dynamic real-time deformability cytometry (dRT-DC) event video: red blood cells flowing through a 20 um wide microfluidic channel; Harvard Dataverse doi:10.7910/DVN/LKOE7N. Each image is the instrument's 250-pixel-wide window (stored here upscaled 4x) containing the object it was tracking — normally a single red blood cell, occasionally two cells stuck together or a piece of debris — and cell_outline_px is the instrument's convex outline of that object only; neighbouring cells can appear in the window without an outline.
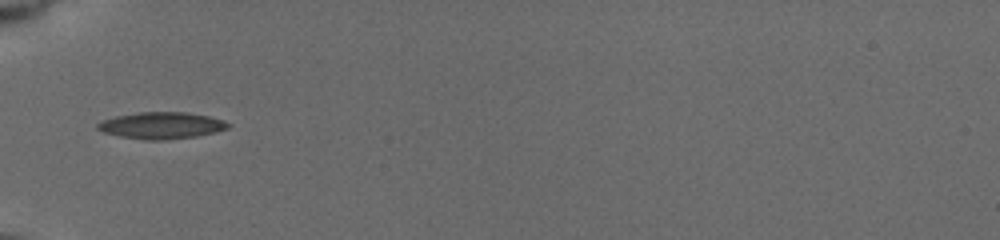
{"species": "common noctule bat (a hibernating species)", "species_latin": "Nyctalus noctula", "temperature_condition": "cold", "stored_images_in_passage": 7, "camera_frame_rate_fps": 3000, "um_per_image_px": 0.085, "animal": {"sex": "female", "body_mass_g": 19.5, "forearm_length_mm": 54.1}, "frame": {"image": 1, "passage_image": 4, "time_ms": 3.333, "image_size_px": [1000, 240], "cell_outline_px": [[232, 124], [228, 128], [216, 132], [196, 136], [164, 140], [144, 140], [120, 136], [104, 132], [96, 128], [96, 124], [100, 120], [116, 116], [140, 112], [188, 112], [208, 116], [224, 120]], "centroid_in_image_um": [13.73, 10.66], "position_along_channel_um": 71.3, "area_um2": 20.4}}
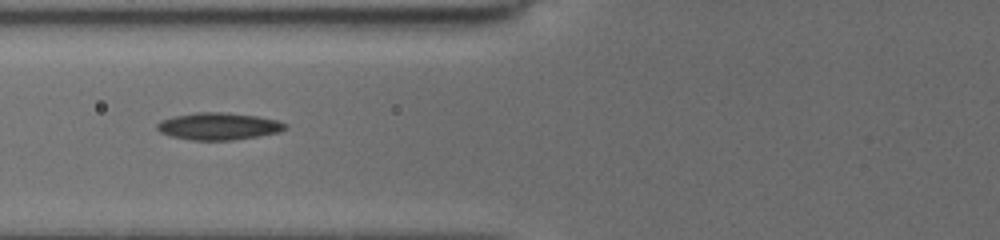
{"frame": {"image": 2, "passage_image": 5, "time_ms": 4.333, "image_size_px": [1000, 240], "cell_outline_px": [[288, 128], [280, 132], [232, 140], [192, 140], [172, 136], [160, 132], [156, 128], [156, 124], [160, 120], [172, 116], [196, 112], [224, 112], [256, 116], [276, 120], [288, 124]], "centroid_in_image_um": [18.56, 10.72], "position_along_channel_um": 107.2, "area_um2": 20.29}}
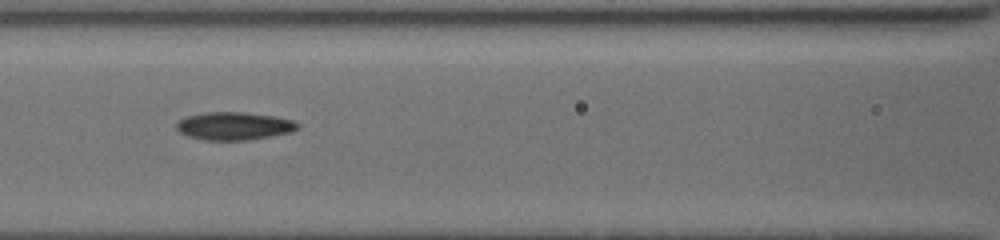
{"frame": {"image": 3, "passage_image": 6, "time_ms": 5.333, "image_size_px": [1000, 240], "cell_outline_px": [[300, 128], [292, 132], [244, 140], [204, 140], [188, 136], [180, 132], [176, 128], [176, 124], [180, 120], [188, 116], [208, 112], [244, 112], [272, 116], [292, 120], [300, 124]], "centroid_in_image_um": [19.91, 10.71], "position_along_channel_um": 146.7, "area_um2": 19.48}}